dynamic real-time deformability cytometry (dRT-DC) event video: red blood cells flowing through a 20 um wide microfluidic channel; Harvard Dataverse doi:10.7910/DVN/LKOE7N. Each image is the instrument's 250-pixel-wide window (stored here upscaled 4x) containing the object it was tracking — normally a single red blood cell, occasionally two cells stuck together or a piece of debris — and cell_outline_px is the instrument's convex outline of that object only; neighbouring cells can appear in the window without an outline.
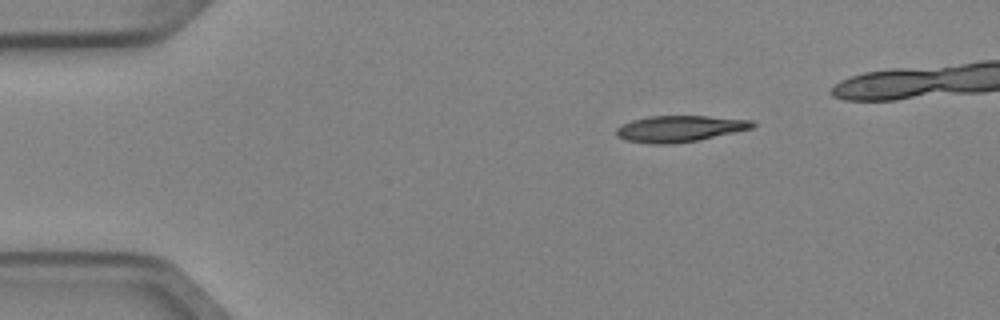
{"species": "Egyptian fruit bat (a non-hibernating species)", "species_latin": "Rousettus aegyptiacus", "temperature_condition": "cold", "stored_images_in_passage": 4, "camera_frame_rate_fps": 3000, "um_per_image_px": 0.085, "animal": {"sex": "female"}, "frame": {"image": 1, "passage_image": 1, "time_ms": 0.0, "image_size_px": [1000, 320], "cell_outline_px": [[756, 124], [752, 128], [696, 140], [672, 144], [652, 144], [624, 140], [616, 136], [616, 128], [632, 120], [648, 116], [708, 116], [752, 120]], "centroid_in_image_um": [57.72, 10.93], "position_along_channel_um": 27.3, "area_um2": 20.69}}